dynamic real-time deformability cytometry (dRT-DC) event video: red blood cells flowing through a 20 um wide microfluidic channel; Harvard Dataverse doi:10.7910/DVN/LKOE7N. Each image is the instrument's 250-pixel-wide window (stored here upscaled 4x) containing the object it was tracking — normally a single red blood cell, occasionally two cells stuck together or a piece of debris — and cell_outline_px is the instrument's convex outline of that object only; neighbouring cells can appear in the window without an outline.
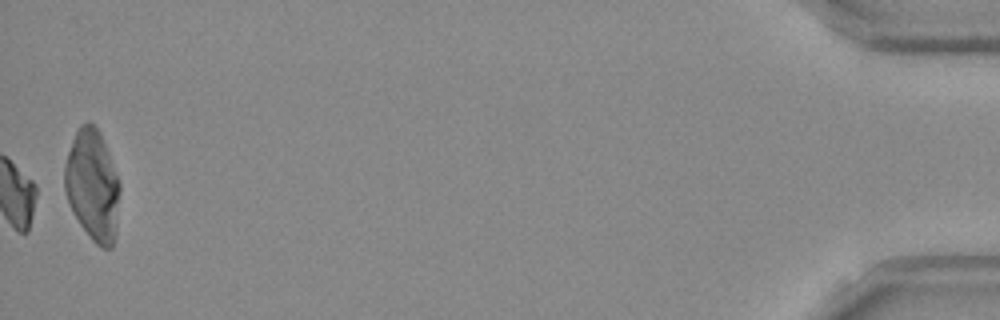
{"species": "Egyptian fruit bat (a non-hibernating species)", "species_latin": "Rousettus aegyptiacus", "temperature_condition": "room temperature", "stored_images_in_passage": 41, "camera_frame_rate_fps": 3000, "um_per_image_px": 0.085, "frame": {"image": 1, "passage_image": 41, "time_ms": 13.333, "image_size_px": [1000, 320], "cell_outline_px": [[120, 192], [116, 232], [112, 248], [104, 248], [96, 244], [92, 240], [80, 224], [68, 204], [64, 188], [64, 164], [72, 140], [80, 124], [88, 120], [100, 132], [108, 152], [120, 184]], "centroid_in_image_um": [7.86, 15.75], "position_along_channel_um": 427.3, "area_um2": 35.78}, "authors_computed_cell_mechanics": {"area_um2": 17.6868, "velocity_mm_per_s": 3.8391, "shape_relaxation_time_tau1_ms": 6.1372, "shape_relaxation_time_tau2_ms": null, "deformation_change_tau1": 0.1574, "deformation_change_tau2": null}}